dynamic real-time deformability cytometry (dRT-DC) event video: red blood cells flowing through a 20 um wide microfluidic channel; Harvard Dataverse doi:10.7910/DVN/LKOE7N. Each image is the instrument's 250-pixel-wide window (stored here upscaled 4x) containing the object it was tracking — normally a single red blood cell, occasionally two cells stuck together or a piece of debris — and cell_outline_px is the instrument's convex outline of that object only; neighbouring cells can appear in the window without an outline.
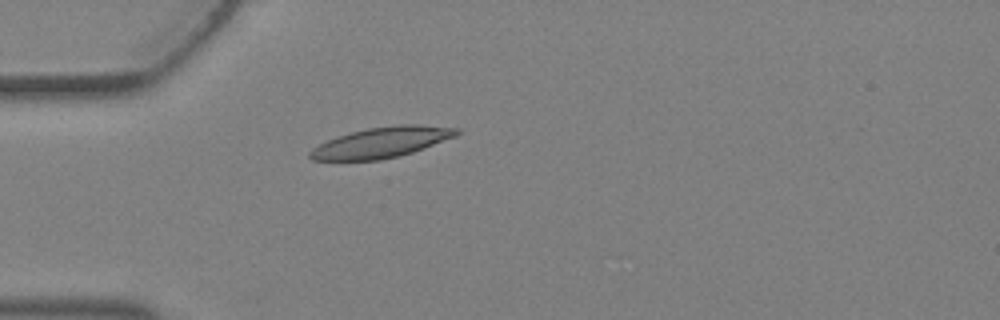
{"species": "Egyptian fruit bat (a non-hibernating species)", "species_latin": "Rousettus aegyptiacus", "temperature_condition": "warm", "stored_images_in_passage": 3, "camera_frame_rate_fps": 3000, "um_per_image_px": 0.085, "animal": {"sex": "female"}, "frame": {"image": 1, "passage_image": 3, "time_ms": 0.667, "image_size_px": [1000, 320], "cell_outline_px": [[460, 132], [456, 136], [412, 152], [380, 160], [312, 160], [308, 156], [308, 152], [312, 148], [328, 140], [352, 132], [368, 128], [396, 124], [420, 124], [460, 128]], "centroid_in_image_um": [32.45, 12.09], "position_along_channel_um": 52.5, "area_um2": 25.89}}